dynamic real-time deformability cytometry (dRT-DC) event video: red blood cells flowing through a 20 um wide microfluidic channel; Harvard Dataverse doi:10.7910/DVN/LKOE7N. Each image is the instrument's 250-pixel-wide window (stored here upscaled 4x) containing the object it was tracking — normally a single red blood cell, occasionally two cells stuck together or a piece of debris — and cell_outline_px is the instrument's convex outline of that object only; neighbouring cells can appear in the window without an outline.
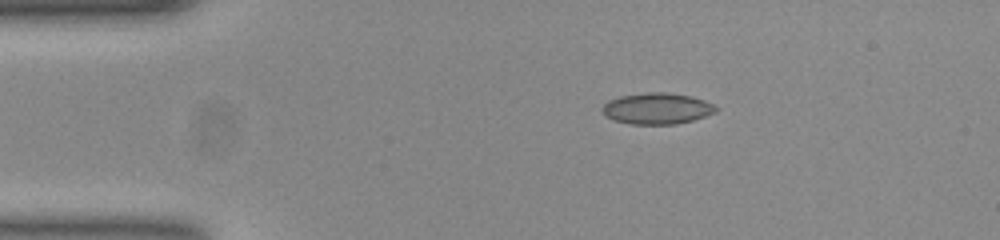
{"species": "common noctule bat (a hibernating species)", "species_latin": "Nyctalus noctula", "temperature_condition": "room temperature", "stored_images_in_passage": 39, "camera_frame_rate_fps": 3000, "um_per_image_px": 0.085, "animal": {"sex": "female", "body_mass_g": 23.0, "forearm_length_mm": 53.4}, "frame": {"image": 1, "passage_image": 1, "time_ms": 0.0, "image_size_px": [1000, 240], "cell_outline_px": [[720, 108], [716, 112], [692, 120], [676, 124], [632, 124], [616, 120], [608, 116], [600, 108], [608, 100], [620, 96], [648, 92], [664, 92], [688, 96], [704, 100]], "centroid_in_image_um": [55.86, 9.22], "position_along_channel_um": 29.1, "area_um2": 20.4}}
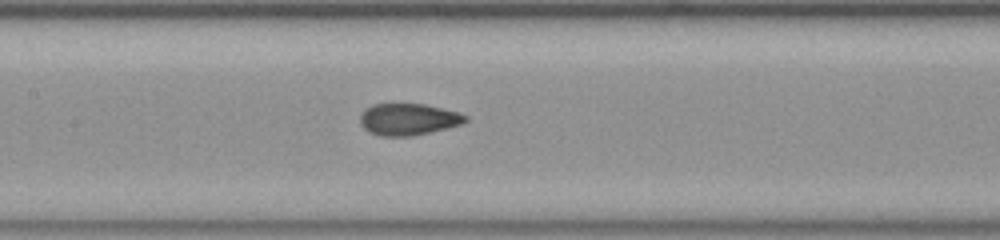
{"frame": {"image": 2, "passage_image": 16, "time_ms": 5.0, "image_size_px": [1000, 240], "cell_outline_px": [[468, 120], [460, 124], [412, 136], [380, 136], [368, 132], [360, 124], [360, 112], [364, 108], [372, 104], [424, 104], [460, 112], [468, 116]], "centroid_in_image_um": [34.66, 10.13], "position_along_channel_um": 172.7, "area_um2": 19.54}}
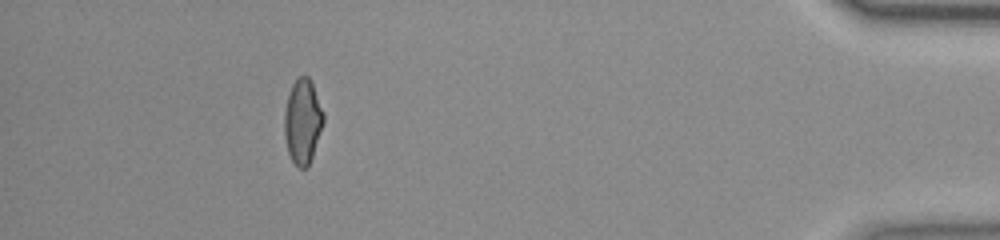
{"frame": {"image": 3, "passage_image": 39, "time_ms": 12.667, "image_size_px": [1000, 240], "cell_outline_px": [[324, 120], [308, 168], [300, 168], [292, 160], [288, 152], [284, 136], [284, 112], [288, 96], [292, 84], [300, 76], [308, 76], [312, 80], [324, 112]], "centroid_in_image_um": [25.73, 10.29], "position_along_channel_um": 409.5, "area_um2": 19.31}, "authors_computed_cell_mechanics": {"area_um2": 19.5364, "velocity_mm_per_s": 3.8833, "shape_relaxation_time_tau1_ms": 8.1594, "shape_relaxation_time_tau2_ms": 1.0397, "deformation_change_tau1": 0.1989, "deformation_change_tau2": 0.0606}}